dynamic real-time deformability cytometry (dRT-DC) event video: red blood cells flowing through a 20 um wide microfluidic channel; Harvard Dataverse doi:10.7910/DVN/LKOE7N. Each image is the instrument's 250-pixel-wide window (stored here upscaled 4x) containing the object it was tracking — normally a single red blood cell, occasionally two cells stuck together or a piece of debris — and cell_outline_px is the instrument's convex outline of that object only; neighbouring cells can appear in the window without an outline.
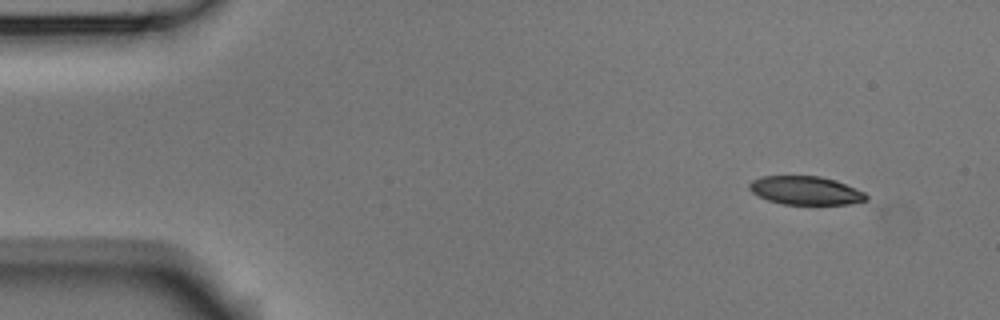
{"species": "Egyptian fruit bat (a non-hibernating species)", "species_latin": "Rousettus aegyptiacus", "temperature_condition": "room temperature", "stored_images_in_passage": 5, "camera_frame_rate_fps": 3000, "um_per_image_px": 0.085, "animal": {"sex": "male"}, "frame": {"image": 1, "passage_image": 1, "time_ms": 0.0, "image_size_px": [1000, 320], "cell_outline_px": [[868, 200], [848, 204], [784, 204], [768, 200], [756, 196], [748, 188], [748, 184], [752, 180], [760, 176], [820, 176], [836, 180], [864, 192], [868, 196]], "centroid_in_image_um": [68.45, 16.19], "position_along_channel_um": 16.6, "area_um2": 19.48}}
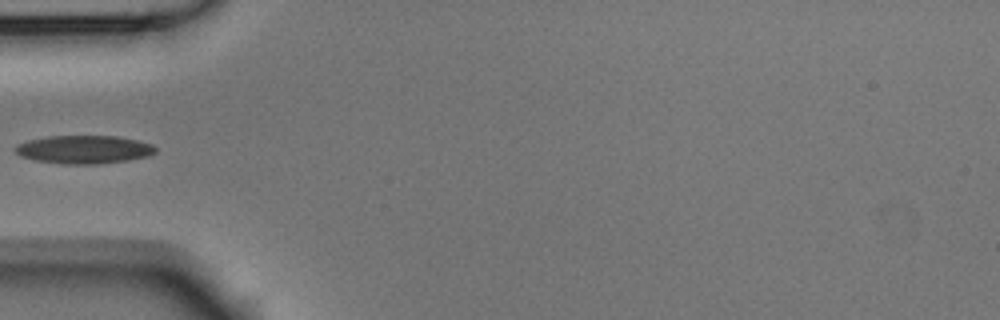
{"frame": {"image": 2, "passage_image": 4, "time_ms": 1.0, "image_size_px": [1000, 320], "cell_outline_px": [[156, 152], [148, 156], [128, 160], [100, 164], [68, 164], [36, 160], [20, 156], [12, 148], [16, 144], [28, 140], [48, 136], [116, 136], [136, 140], [152, 144], [156, 148]], "centroid_in_image_um": [7.12, 12.7], "position_along_channel_um": 77.9, "area_um2": 23.06}}
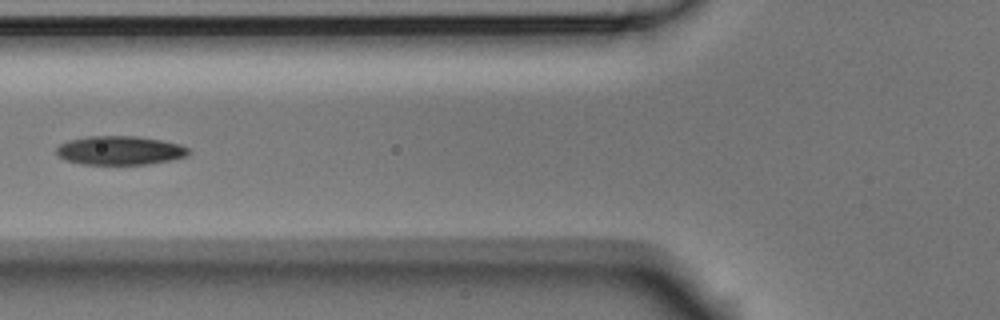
{"frame": {"image": 3, "passage_image": 5, "time_ms": 1.333, "image_size_px": [1000, 320], "cell_outline_px": [[188, 156], [148, 164], [80, 164], [64, 160], [56, 156], [56, 148], [60, 144], [68, 140], [88, 136], [136, 136], [160, 140], [180, 144], [188, 148]], "centroid_in_image_um": [10.13, 12.79], "position_along_channel_um": 115.7, "area_um2": 22.25}}